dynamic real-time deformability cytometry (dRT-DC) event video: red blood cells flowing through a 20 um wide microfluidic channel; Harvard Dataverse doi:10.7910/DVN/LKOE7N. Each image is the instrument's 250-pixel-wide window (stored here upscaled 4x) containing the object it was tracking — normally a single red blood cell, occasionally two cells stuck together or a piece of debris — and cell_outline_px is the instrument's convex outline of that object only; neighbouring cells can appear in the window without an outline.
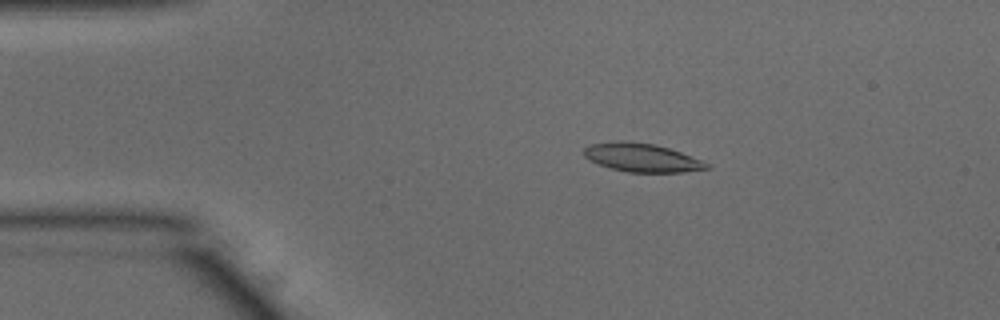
{"species": "common noctule bat (a hibernating species)", "species_latin": "Nyctalus noctula", "temperature_condition": "warm", "stored_images_in_passage": 52, "camera_frame_rate_fps": 3000, "um_per_image_px": 0.085, "animal": {"sex": "male", "body_mass_g": 15.6}, "frame": {"image": 1, "passage_image": 10, "time_ms": 3.0, "image_size_px": [1000, 320], "cell_outline_px": [[708, 168], [684, 172], [628, 172], [612, 168], [588, 160], [584, 156], [584, 148], [592, 144], [616, 140], [624, 140], [656, 144], [680, 152], [700, 160], [708, 164]], "centroid_in_image_um": [54.51, 13.38], "position_along_channel_um": 30.5, "area_um2": 20.17}}
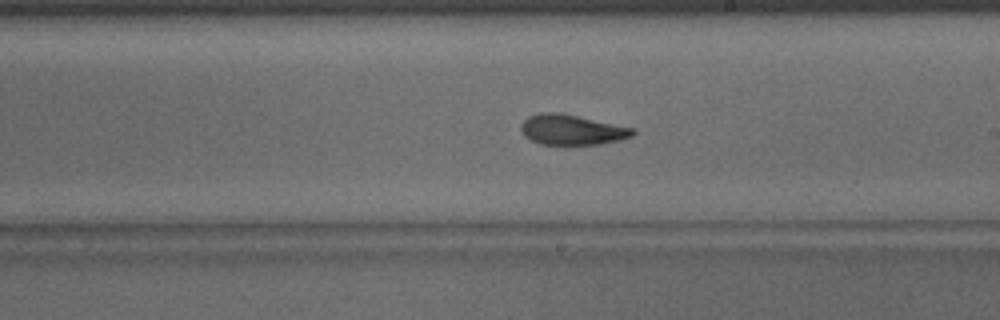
{"frame": {"image": 2, "passage_image": 30, "time_ms": 9.667, "image_size_px": [1000, 320], "cell_outline_px": [[636, 132], [632, 136], [620, 140], [600, 144], [540, 144], [524, 136], [520, 128], [520, 124], [528, 116], [540, 112], [556, 112], [636, 128]], "centroid_in_image_um": [48.6, 11.03], "position_along_channel_um": 240.4, "area_um2": 19.65}}
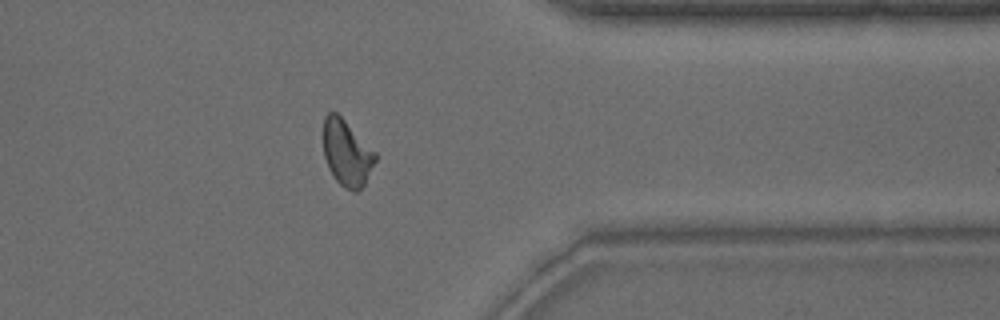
{"frame": {"image": 3, "passage_image": 42, "time_ms": 13.667, "image_size_px": [1000, 320], "cell_outline_px": [[376, 160], [364, 184], [356, 192], [352, 192], [344, 188], [336, 180], [328, 168], [324, 156], [324, 116], [328, 112], [336, 112], [376, 152]], "centroid_in_image_um": [29.47, 13.02], "position_along_channel_um": 381.9, "area_um2": 19.77}, "authors_computed_cell_mechanics": {"area_um2": 20.0566, "velocity_mm_per_s": 3.8409, "shape_relaxation_time_tau1_ms": 8.1542, "shape_relaxation_time_tau2_ms": 1.9337, "deformation_change_tau1": 0.2065, "deformation_change_tau2": 0.082}}